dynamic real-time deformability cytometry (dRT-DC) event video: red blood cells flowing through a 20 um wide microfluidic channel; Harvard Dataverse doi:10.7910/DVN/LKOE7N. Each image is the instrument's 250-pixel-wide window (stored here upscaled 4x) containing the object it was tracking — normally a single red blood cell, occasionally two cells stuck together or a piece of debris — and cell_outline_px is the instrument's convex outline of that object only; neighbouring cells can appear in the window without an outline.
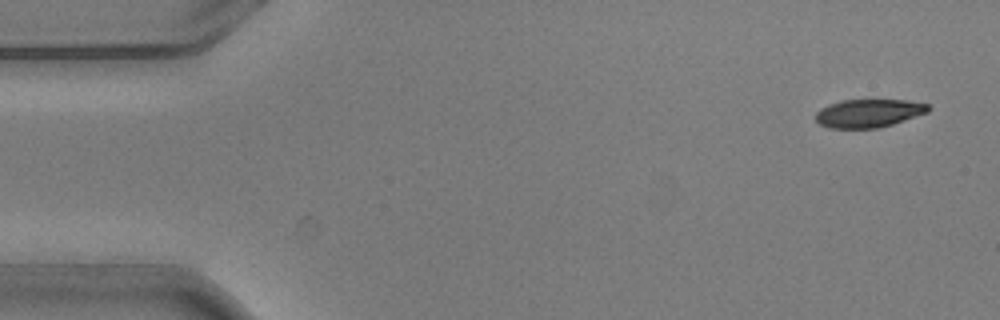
{"species": "common noctule bat (a hibernating species)", "species_latin": "Nyctalus noctula", "temperature_condition": "warm", "stored_images_in_passage": 9, "camera_frame_rate_fps": 3000, "um_per_image_px": 0.085, "animal": {"sex": "male", "body_mass_g": 20.5, "forearm_length_mm": 52.5}, "frame": {"image": 1, "passage_image": 1, "time_ms": 0.0, "image_size_px": [1000, 320], "cell_outline_px": [[932, 108], [928, 112], [892, 124], [876, 128], [828, 128], [820, 124], [816, 120], [816, 112], [820, 108], [828, 104], [840, 100], [908, 100], [928, 104]], "centroid_in_image_um": [73.82, 9.61], "position_along_channel_um": 11.2, "area_um2": 18.55}}
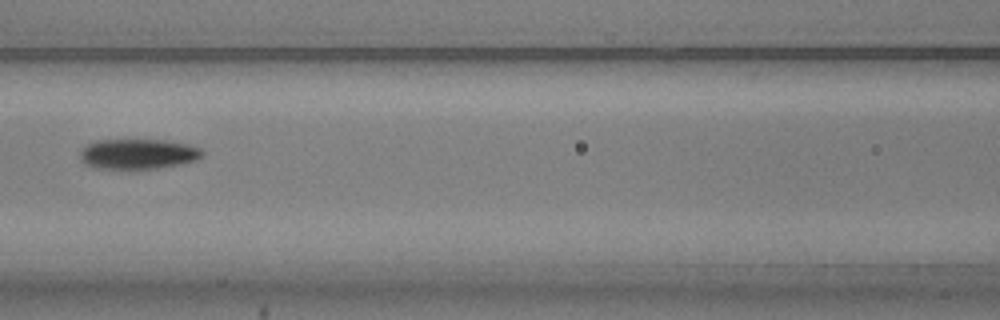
{"frame": {"image": 2, "passage_image": 6, "time_ms": 1.667, "image_size_px": [1000, 320], "cell_outline_px": [[204, 156], [196, 160], [180, 164], [160, 168], [132, 172], [92, 168], [84, 164], [80, 160], [80, 152], [88, 144], [96, 140], [164, 140], [188, 144], [200, 148], [204, 152]], "centroid_in_image_um": [11.7, 13.14], "position_along_channel_um": 154.9, "area_um2": 22.48}}
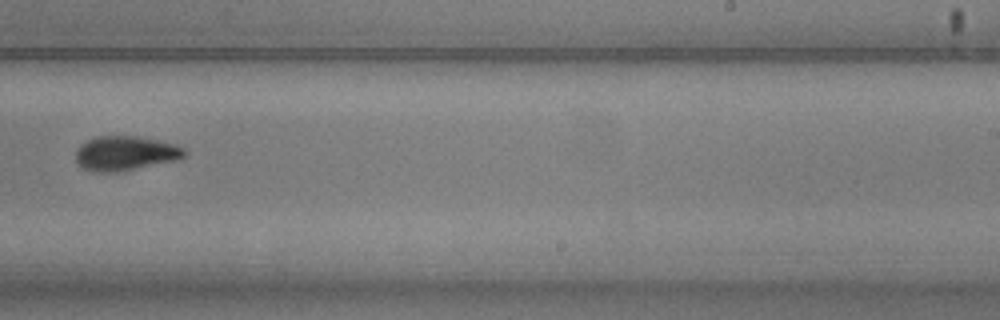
{"frame": {"image": 3, "passage_image": 9, "time_ms": 2.667, "image_size_px": [1000, 320], "cell_outline_px": [[188, 152], [184, 156], [176, 160], [116, 172], [92, 172], [76, 164], [76, 148], [80, 144], [96, 136], [136, 136], [156, 140], [172, 144], [184, 148]], "centroid_in_image_um": [10.6, 13.03], "position_along_channel_um": 278.4, "area_um2": 21.73}}